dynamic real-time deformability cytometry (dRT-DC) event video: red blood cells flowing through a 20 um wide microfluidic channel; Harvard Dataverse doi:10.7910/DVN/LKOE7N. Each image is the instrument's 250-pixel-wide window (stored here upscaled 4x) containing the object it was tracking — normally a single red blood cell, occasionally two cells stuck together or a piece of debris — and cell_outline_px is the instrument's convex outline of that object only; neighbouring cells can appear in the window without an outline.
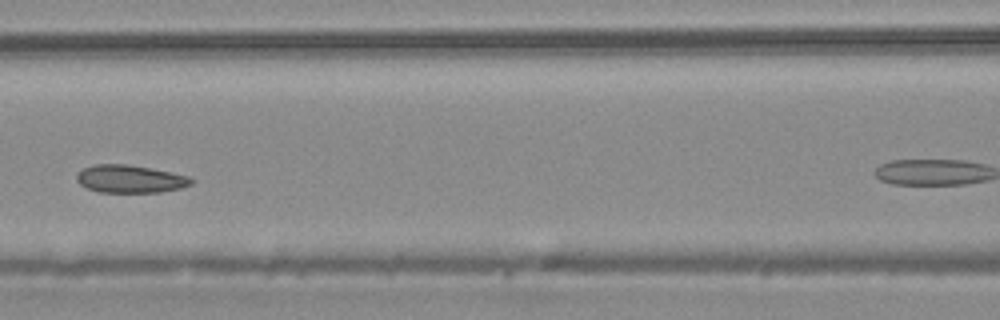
{"species": "common noctule bat (a hibernating species)", "species_latin": "Nyctalus noctula", "temperature_condition": "warm", "stored_images_in_passage": 5, "segment_of_instrument_passage": [1, 2], "camera_frame_rate_fps": 3000, "um_per_image_px": 0.085, "animal": {"sex": "male", "body_mass_g": 20.4}, "frame": {"image": 1, "passage_image": 4, "time_ms": 1.0, "image_size_px": [1000, 320], "cell_outline_px": [[196, 180], [192, 184], [180, 188], [160, 192], [100, 192], [88, 188], [80, 184], [76, 180], [76, 172], [92, 164], [128, 164], [152, 168], [188, 176]], "centroid_in_image_um": [11.05, 15.2], "position_along_channel_um": 155.5, "area_um2": 18.67}}